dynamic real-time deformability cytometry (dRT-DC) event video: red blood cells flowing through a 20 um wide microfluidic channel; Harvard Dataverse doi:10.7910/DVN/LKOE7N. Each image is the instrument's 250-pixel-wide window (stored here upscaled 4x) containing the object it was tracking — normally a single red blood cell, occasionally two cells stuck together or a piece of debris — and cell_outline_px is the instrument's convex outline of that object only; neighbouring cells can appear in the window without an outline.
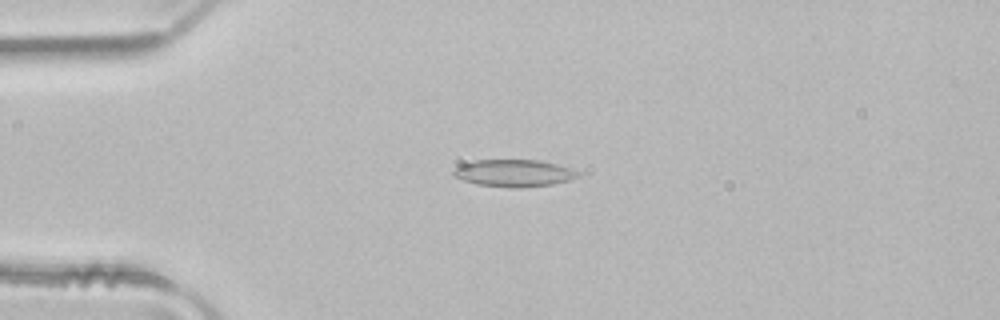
{"species": "common noctule bat (a hibernating species)", "species_latin": "Nyctalus noctula", "temperature_condition": "room temperature", "stored_images_in_passage": 4, "camera_frame_rate_fps": 3000, "um_per_image_px": 0.085, "animal": {"sex": "male", "body_mass_g": 21.5, "forearm_length_mm": 52.0}, "frame": {"image": 1, "passage_image": 2, "time_ms": 0.333, "image_size_px": [1000, 320], "cell_outline_px": [[580, 176], [572, 180], [552, 184], [520, 188], [508, 188], [476, 184], [452, 176], [452, 168], [472, 160], [540, 160], [572, 168], [580, 172]], "centroid_in_image_um": [43.68, 14.72], "position_along_channel_um": 41.3, "area_um2": 20.06}}
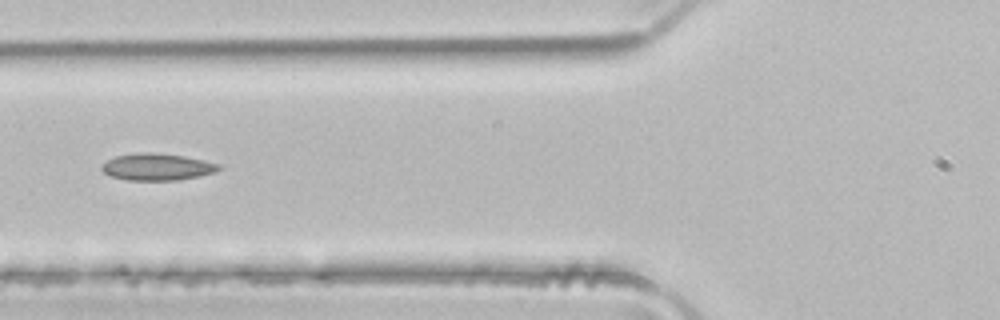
{"frame": {"image": 2, "passage_image": 4, "time_ms": 1.0, "image_size_px": [1000, 320], "cell_outline_px": [[220, 168], [216, 172], [200, 176], [176, 180], [128, 180], [112, 176], [104, 172], [100, 168], [108, 160], [116, 156], [144, 152], [152, 152], [184, 156], [204, 160], [220, 164]], "centroid_in_image_um": [13.39, 14.19], "position_along_channel_um": 112.4, "area_um2": 18.15}}